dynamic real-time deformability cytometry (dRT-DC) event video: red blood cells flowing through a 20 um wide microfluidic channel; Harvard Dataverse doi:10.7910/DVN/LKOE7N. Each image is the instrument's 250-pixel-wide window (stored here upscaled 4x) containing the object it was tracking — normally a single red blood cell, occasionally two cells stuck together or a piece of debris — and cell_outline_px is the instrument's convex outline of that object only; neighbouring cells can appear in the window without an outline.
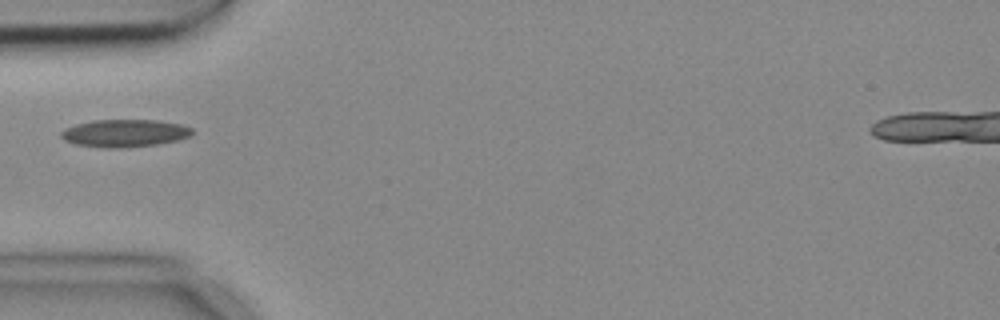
{"species": "common noctule bat (a hibernating species)", "species_latin": "Nyctalus noctula", "temperature_condition": "cold", "stored_images_in_passage": 2, "camera_frame_rate_fps": 3000, "um_per_image_px": 0.085, "animal": {"sex": "female", "body_mass_g": 18.4}, "frame": {"image": 1, "passage_image": 2, "time_ms": 0.333, "image_size_px": [1000, 320], "cell_outline_px": [[192, 136], [176, 140], [156, 144], [124, 148], [100, 148], [76, 144], [64, 140], [60, 136], [60, 132], [76, 124], [92, 120], [160, 120], [180, 124], [192, 128]], "centroid_in_image_um": [10.59, 11.32], "position_along_channel_um": 74.4, "area_um2": 21.1}}